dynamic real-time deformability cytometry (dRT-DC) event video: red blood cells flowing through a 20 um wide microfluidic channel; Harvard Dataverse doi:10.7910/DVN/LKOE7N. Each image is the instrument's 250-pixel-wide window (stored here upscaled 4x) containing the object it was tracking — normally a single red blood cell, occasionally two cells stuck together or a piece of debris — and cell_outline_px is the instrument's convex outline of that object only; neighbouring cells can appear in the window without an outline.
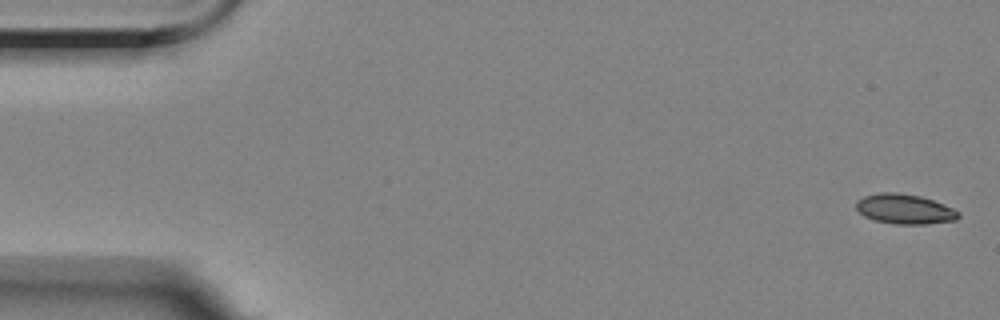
{"species": "Egyptian fruit bat (a non-hibernating species)", "species_latin": "Rousettus aegyptiacus", "temperature_condition": "room temperature", "stored_images_in_passage": 9, "camera_frame_rate_fps": 3000, "um_per_image_px": 0.085, "animal": {"sex": "female"}, "frame": {"image": 1, "passage_image": 1, "time_ms": 0.0, "image_size_px": [1000, 320], "cell_outline_px": [[960, 216], [956, 220], [928, 224], [896, 224], [876, 220], [864, 216], [856, 208], [856, 200], [864, 196], [880, 192], [896, 192], [920, 196], [944, 204], [960, 212]], "centroid_in_image_um": [76.9, 17.76], "position_along_channel_um": 8.1, "area_um2": 17.8}}
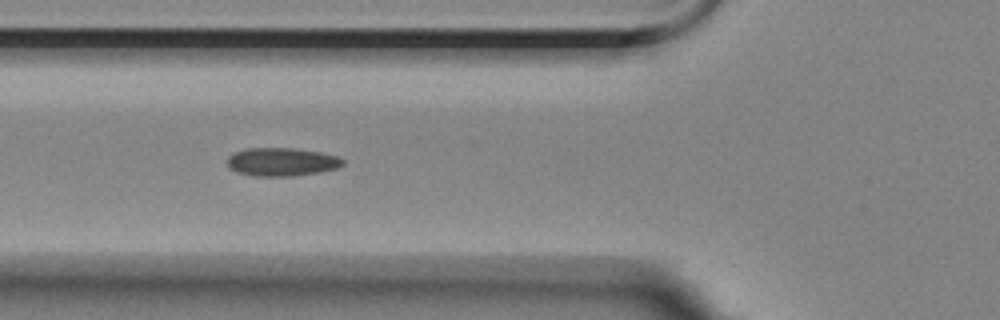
{"frame": {"image": 2, "passage_image": 6, "time_ms": 6.333, "image_size_px": [1000, 320], "cell_outline_px": [[344, 164], [336, 168], [320, 172], [292, 176], [252, 176], [236, 172], [228, 168], [228, 156], [232, 152], [244, 148], [292, 148], [320, 152], [336, 156], [344, 160]], "centroid_in_image_um": [23.89, 13.76], "position_along_channel_um": 101.9, "area_um2": 19.19}}
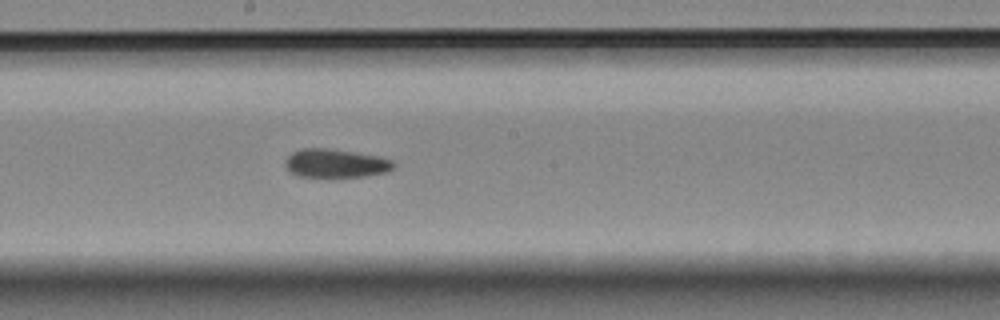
{"frame": {"image": 3, "passage_image": 9, "time_ms": 9.667, "image_size_px": [1000, 320], "cell_outline_px": [[396, 168], [388, 172], [364, 176], [296, 176], [288, 172], [284, 164], [284, 160], [292, 152], [300, 148], [328, 148], [356, 152], [380, 156], [392, 160], [396, 164]], "centroid_in_image_um": [28.53, 13.87], "position_along_channel_um": 219.7, "area_um2": 18.32}}